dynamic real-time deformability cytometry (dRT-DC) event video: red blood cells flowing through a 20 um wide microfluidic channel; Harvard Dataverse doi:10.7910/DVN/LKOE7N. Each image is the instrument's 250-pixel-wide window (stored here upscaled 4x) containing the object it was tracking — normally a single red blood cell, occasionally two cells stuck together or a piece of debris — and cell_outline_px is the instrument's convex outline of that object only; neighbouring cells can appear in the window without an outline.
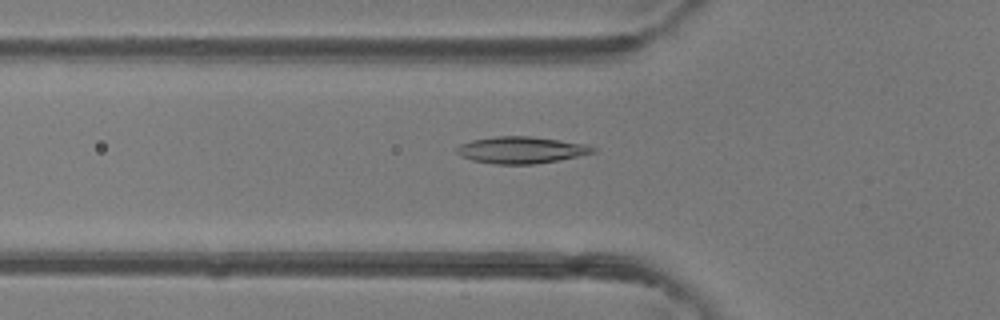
{"species": "common noctule bat (a hibernating species)", "species_latin": "Nyctalus noctula", "temperature_condition": "room temperature", "stored_images_in_passage": 41, "camera_frame_rate_fps": 3000, "um_per_image_px": 0.085, "animal": {"sex": "female"}, "frame": {"image": 1, "passage_image": 11, "time_ms": 3.333, "image_size_px": [1000, 320], "cell_outline_px": [[596, 152], [580, 156], [536, 164], [496, 164], [472, 160], [460, 156], [456, 152], [456, 148], [460, 144], [472, 140], [496, 136], [532, 136], [588, 144], [596, 148]], "centroid_in_image_um": [44.33, 12.75], "position_along_channel_um": 81.5, "area_um2": 21.39}}
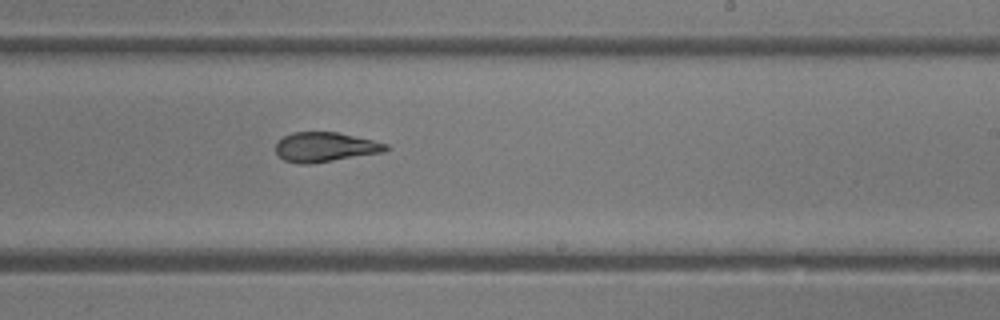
{"frame": {"image": 2, "passage_image": 23, "time_ms": 7.333, "image_size_px": [1000, 320], "cell_outline_px": [[388, 148], [384, 152], [308, 164], [300, 164], [284, 160], [276, 152], [276, 140], [292, 132], [336, 132], [372, 140], [388, 144]], "centroid_in_image_um": [27.6, 12.49], "position_along_channel_um": 261.4, "area_um2": 18.84}}
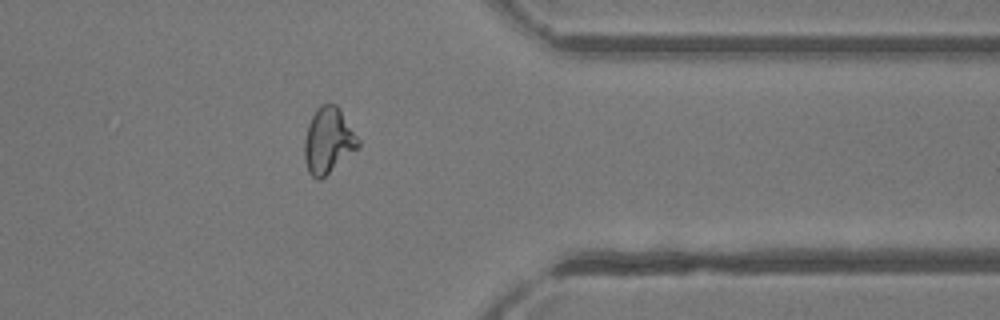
{"frame": {"image": 3, "passage_image": 32, "time_ms": 10.333, "image_size_px": [1000, 320], "cell_outline_px": [[360, 144], [356, 148], [320, 180], [316, 180], [308, 172], [304, 160], [304, 140], [308, 124], [316, 108], [320, 104], [336, 104], [340, 108], [360, 140]], "centroid_in_image_um": [27.87, 11.92], "position_along_channel_um": 383.5, "area_um2": 20.46}, "authors_computed_cell_mechanics": {"area_um2": 20.4034, "velocity_mm_per_s": 4.4648, "shape_relaxation_time_tau1_ms": 8.6843, "shape_relaxation_time_tau2_ms": 1.9475, "deformation_change_tau1": 0.2263, "deformation_change_tau2": 0.087}}